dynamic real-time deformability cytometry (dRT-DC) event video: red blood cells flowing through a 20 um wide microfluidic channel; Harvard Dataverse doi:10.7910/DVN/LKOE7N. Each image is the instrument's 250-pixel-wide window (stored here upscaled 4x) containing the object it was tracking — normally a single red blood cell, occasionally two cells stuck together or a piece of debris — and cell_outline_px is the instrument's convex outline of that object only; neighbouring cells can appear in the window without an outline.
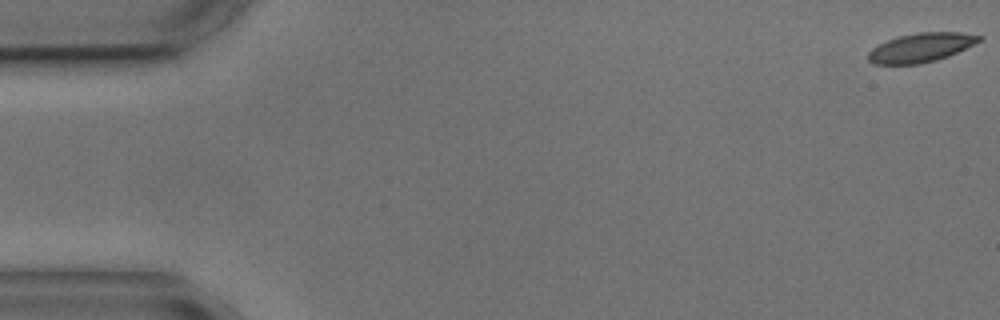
{"species": "common noctule bat (a hibernating species)", "species_latin": "Nyctalus noctula", "temperature_condition": "cold", "stored_images_in_passage": 6, "segment_of_instrument_passage": [1, 2], "camera_frame_rate_fps": 3000, "um_per_image_px": 0.085, "animal": {"sex": "male", "body_mass_g": 17.9, "forearm_length_mm": 54.2}, "frame": {"image": 1, "passage_image": 1, "time_ms": 0.0, "image_size_px": [1000, 320], "cell_outline_px": [[984, 40], [948, 56], [936, 60], [920, 64], [872, 64], [868, 60], [868, 52], [872, 48], [888, 40], [900, 36], [920, 32], [960, 32], [984, 36]], "centroid_in_image_um": [78.32, 4.04], "position_along_channel_um": 6.7, "area_um2": 18.79}}
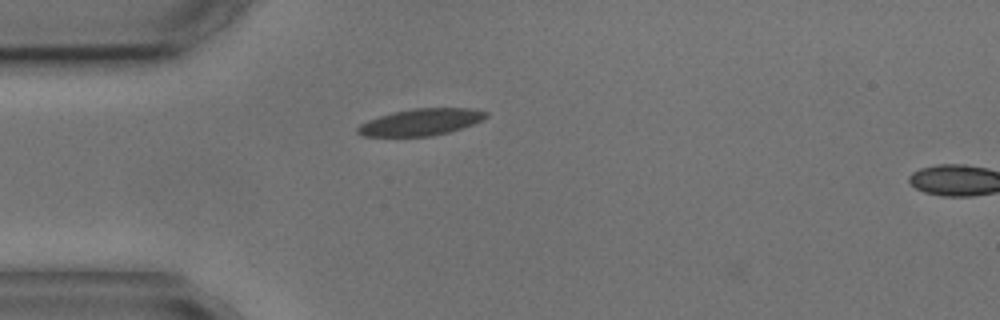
{"frame": {"image": 2, "passage_image": 5, "time_ms": 4.667, "image_size_px": [1000, 320], "cell_outline_px": [[488, 116], [472, 124], [448, 132], [428, 136], [364, 136], [356, 132], [356, 128], [360, 124], [368, 120], [392, 112], [412, 108], [472, 108], [488, 112]], "centroid_in_image_um": [35.75, 10.37], "position_along_channel_um": 49.3, "area_um2": 19.83}}